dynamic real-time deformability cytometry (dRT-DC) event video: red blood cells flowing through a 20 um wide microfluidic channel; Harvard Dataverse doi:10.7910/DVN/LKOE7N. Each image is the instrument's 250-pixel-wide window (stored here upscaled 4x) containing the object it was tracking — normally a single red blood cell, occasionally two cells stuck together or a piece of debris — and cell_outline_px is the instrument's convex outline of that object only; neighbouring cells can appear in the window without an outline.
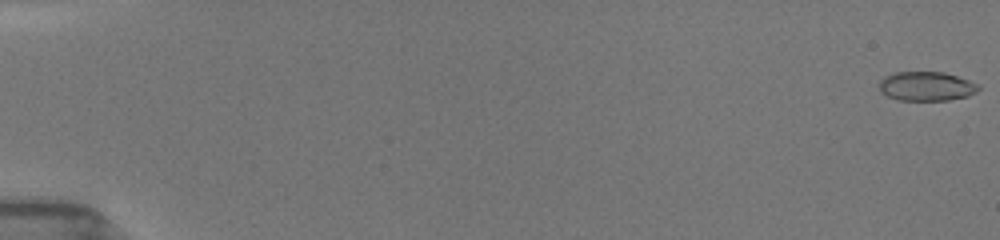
{"species": "common noctule bat (a hibernating species)", "species_latin": "Nyctalus noctula", "temperature_condition": "room temperature", "stored_images_in_passage": 52, "camera_frame_rate_fps": 3000, "um_per_image_px": 0.085, "animal": {"sex": "female", "body_mass_g": 19.5, "forearm_length_mm": 54.1}, "frame": {"image": 1, "passage_image": 1, "time_ms": 0.0, "image_size_px": [1000, 240], "cell_outline_px": [[980, 88], [976, 92], [968, 96], [948, 100], [896, 100], [880, 92], [880, 80], [884, 76], [892, 72], [944, 72], [980, 84]], "centroid_in_image_um": [78.74, 7.33], "position_along_channel_um": 6.3, "area_um2": 16.99}}
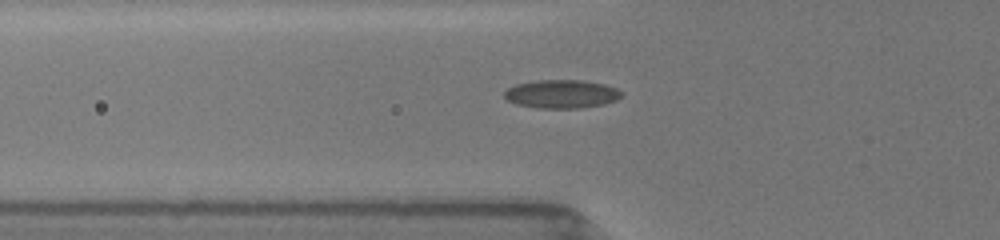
{"frame": {"image": 2, "passage_image": 24, "time_ms": 6.333, "image_size_px": [1000, 240], "cell_outline_px": [[620, 96], [616, 100], [604, 104], [580, 108], [536, 108], [516, 104], [508, 100], [504, 96], [504, 92], [508, 88], [516, 84], [536, 80], [584, 80], [604, 84], [616, 88], [620, 92]], "centroid_in_image_um": [47.7, 7.99], "position_along_channel_um": 78.1, "area_um2": 19.36}}
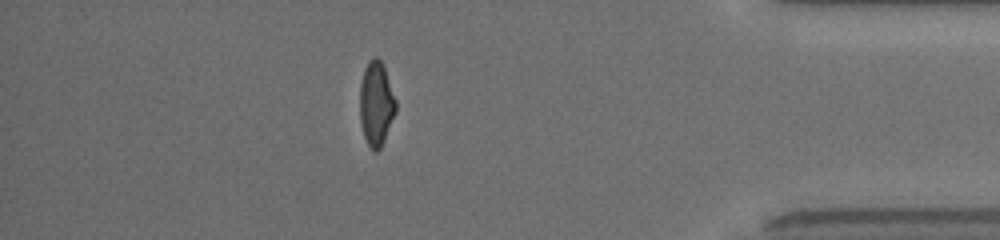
{"frame": {"image": 3, "passage_image": 47, "time_ms": 15.333, "image_size_px": [1000, 240], "cell_outline_px": [[396, 112], [384, 140], [380, 148], [376, 152], [372, 152], [364, 136], [360, 120], [360, 84], [364, 68], [368, 60], [372, 56], [376, 56], [384, 64], [396, 100]], "centroid_in_image_um": [31.98, 8.77], "position_along_channel_um": 403.2, "area_um2": 17.92}, "authors_computed_cell_mechanics": {"area_um2": 18.0625, "velocity_mm_per_s": 3.9782, "shape_relaxation_time_tau1_ms": 8.4974, "shape_relaxation_time_tau2_ms": 1.3869, "deformation_change_tau1": 0.2024, "deformation_change_tau2": 0.0565}}